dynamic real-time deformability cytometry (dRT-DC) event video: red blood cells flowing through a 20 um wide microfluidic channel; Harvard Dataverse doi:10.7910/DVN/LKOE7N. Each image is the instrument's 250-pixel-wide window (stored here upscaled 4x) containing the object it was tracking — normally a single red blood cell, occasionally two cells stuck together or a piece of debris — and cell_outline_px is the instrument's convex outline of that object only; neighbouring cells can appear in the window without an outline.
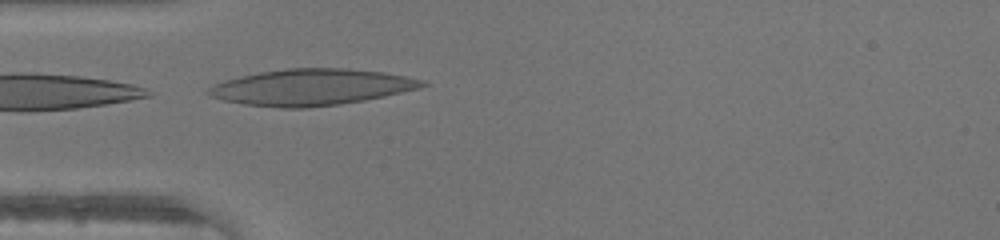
{"species": "human", "species_latin": "Homo sapiens", "temperature_condition": "warm", "stored_images_in_passage": 13, "camera_frame_rate_fps": 3000, "um_per_image_px": 0.085, "donor": {"sex": "male"}, "frame": {"image": 1, "passage_image": 13, "time_ms": 4.0, "image_size_px": [1000, 240], "cell_outline_px": [[432, 84], [420, 88], [384, 96], [364, 100], [340, 104], [308, 108], [280, 108], [244, 104], [224, 100], [208, 96], [204, 92], [208, 88], [224, 80], [240, 76], [260, 72], [288, 68], [348, 68], [384, 72], [424, 80]], "centroid_in_image_um": [26.47, 7.41], "position_along_channel_um": 58.5, "area_um2": 45.37}}